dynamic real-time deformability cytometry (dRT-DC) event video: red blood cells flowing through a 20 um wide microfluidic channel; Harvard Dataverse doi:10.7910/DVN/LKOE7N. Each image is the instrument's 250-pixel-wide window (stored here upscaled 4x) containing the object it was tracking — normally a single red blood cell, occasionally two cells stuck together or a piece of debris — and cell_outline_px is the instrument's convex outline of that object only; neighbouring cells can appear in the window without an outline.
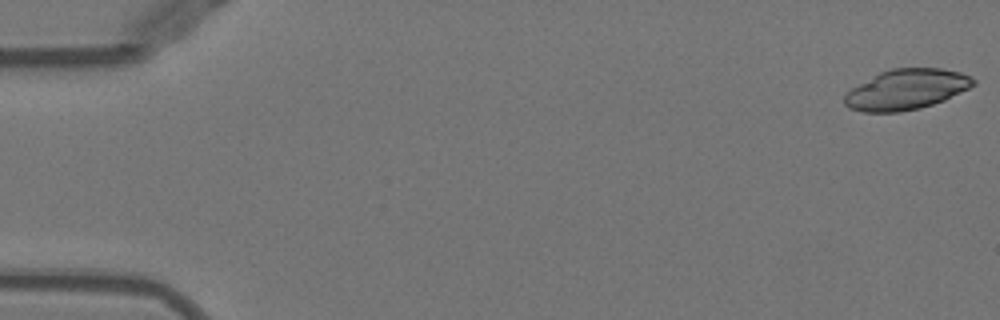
{"species": "Egyptian fruit bat (a non-hibernating species)", "species_latin": "Rousettus aegyptiacus", "temperature_condition": "warm", "stored_images_in_passage": 7, "camera_frame_rate_fps": 3000, "um_per_image_px": 0.085, "animal": {"sex": "female"}, "frame": {"image": 1, "passage_image": 1, "time_ms": 0.0, "image_size_px": [1000, 320], "cell_outline_px": [[976, 84], [944, 100], [920, 108], [900, 112], [864, 112], [848, 108], [844, 104], [844, 96], [852, 88], [880, 72], [892, 68], [940, 68], [960, 72], [972, 76], [976, 80]], "centroid_in_image_um": [77.05, 7.6], "position_along_channel_um": 7.9, "area_um2": 30.17}}